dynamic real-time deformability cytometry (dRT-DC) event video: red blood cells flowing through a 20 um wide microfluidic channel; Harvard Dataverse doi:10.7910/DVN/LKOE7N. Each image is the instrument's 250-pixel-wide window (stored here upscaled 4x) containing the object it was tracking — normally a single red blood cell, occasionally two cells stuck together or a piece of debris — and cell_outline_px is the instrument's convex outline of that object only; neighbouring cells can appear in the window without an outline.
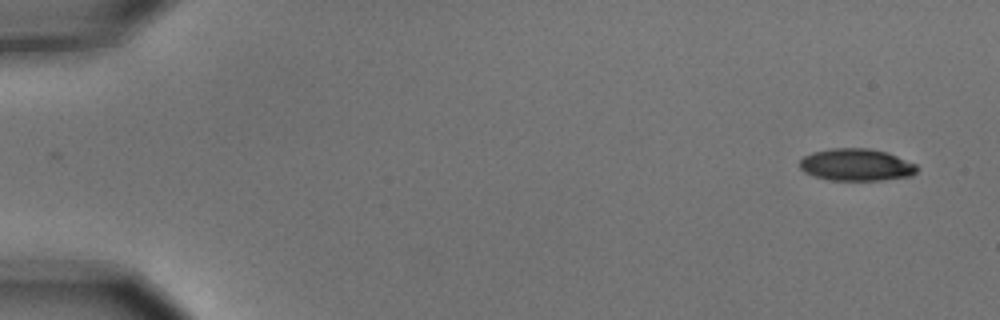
{"species": "common noctule bat (a hibernating species)", "species_latin": "Nyctalus noctula", "temperature_condition": "cold", "stored_images_in_passage": 3, "camera_frame_rate_fps": 3000, "um_per_image_px": 0.085, "animal": {"sex": "male", "body_mass_g": 15.6}, "frame": {"image": 1, "passage_image": 3, "time_ms": 0.667, "image_size_px": [1000, 320], "cell_outline_px": [[916, 172], [912, 176], [880, 180], [832, 180], [816, 176], [804, 172], [800, 168], [800, 160], [804, 156], [812, 152], [832, 148], [868, 148], [888, 152], [916, 164]], "centroid_in_image_um": [72.79, 14.0], "position_along_channel_um": 12.2, "area_um2": 21.91}}